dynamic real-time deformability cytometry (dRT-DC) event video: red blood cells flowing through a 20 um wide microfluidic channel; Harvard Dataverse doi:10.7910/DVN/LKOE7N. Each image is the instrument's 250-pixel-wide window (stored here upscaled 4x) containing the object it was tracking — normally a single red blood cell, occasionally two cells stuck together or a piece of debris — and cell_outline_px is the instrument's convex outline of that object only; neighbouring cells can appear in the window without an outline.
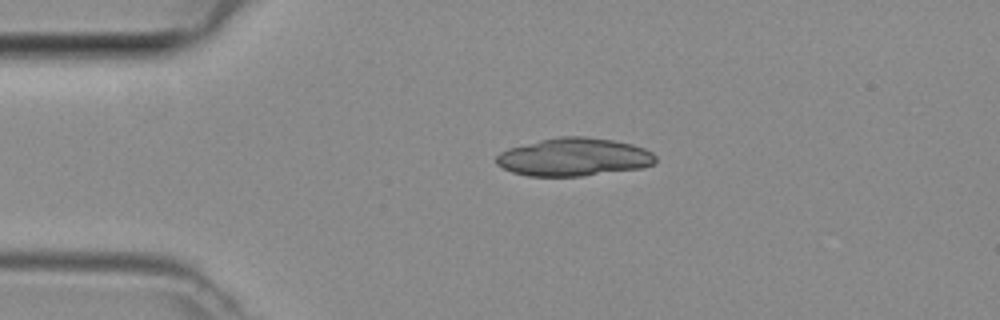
{"species": "common noctule bat (a hibernating species)", "species_latin": "Nyctalus noctula", "temperature_condition": "room temperature", "stored_images_in_passage": 3, "camera_frame_rate_fps": 3000, "um_per_image_px": 0.085, "animal": {"sex": "female", "body_mass_g": 29.2, "forearm_length_mm": 56.3}, "frame": {"image": 1, "passage_image": 2, "time_ms": 0.333, "image_size_px": [1000, 320], "cell_outline_px": [[656, 164], [644, 168], [580, 176], [528, 176], [512, 172], [496, 164], [496, 156], [500, 152], [508, 148], [556, 136], [584, 136], [612, 140], [632, 144], [644, 148], [652, 152], [656, 156]], "centroid_in_image_um": [48.8, 13.35], "position_along_channel_um": 36.2, "area_um2": 35.49}}